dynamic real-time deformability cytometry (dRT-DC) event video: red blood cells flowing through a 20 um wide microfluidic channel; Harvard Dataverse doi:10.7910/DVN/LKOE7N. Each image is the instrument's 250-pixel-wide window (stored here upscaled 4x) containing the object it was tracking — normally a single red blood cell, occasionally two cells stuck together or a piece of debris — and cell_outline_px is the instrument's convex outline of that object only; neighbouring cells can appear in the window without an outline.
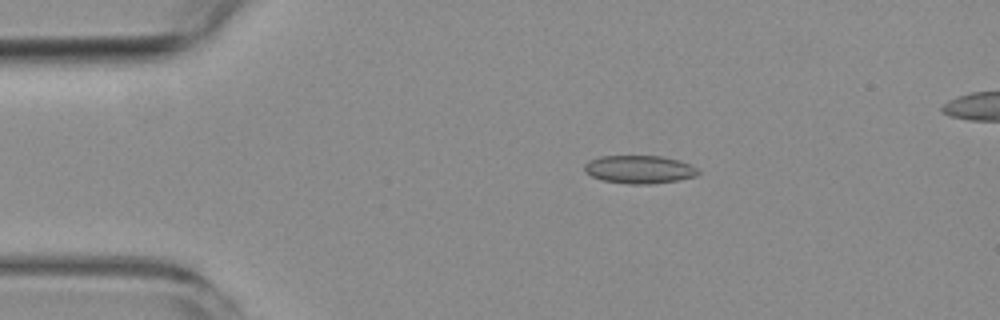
{"species": "common noctule bat (a hibernating species)", "species_latin": "Nyctalus noctula", "temperature_condition": "room temperature", "stored_images_in_passage": 4, "camera_frame_rate_fps": 3000, "um_per_image_px": 0.085, "animal": {"sex": "female", "body_mass_g": 19.3, "forearm_length_mm": 54.1}, "frame": {"image": 1, "passage_image": 2, "time_ms": 1.0, "image_size_px": [1000, 320], "cell_outline_px": [[700, 172], [696, 176], [680, 180], [652, 184], [628, 184], [604, 180], [592, 176], [584, 172], [584, 164], [588, 160], [600, 156], [664, 156], [688, 164], [696, 168]], "centroid_in_image_um": [54.32, 14.4], "position_along_channel_um": 30.7, "area_um2": 18.61}}